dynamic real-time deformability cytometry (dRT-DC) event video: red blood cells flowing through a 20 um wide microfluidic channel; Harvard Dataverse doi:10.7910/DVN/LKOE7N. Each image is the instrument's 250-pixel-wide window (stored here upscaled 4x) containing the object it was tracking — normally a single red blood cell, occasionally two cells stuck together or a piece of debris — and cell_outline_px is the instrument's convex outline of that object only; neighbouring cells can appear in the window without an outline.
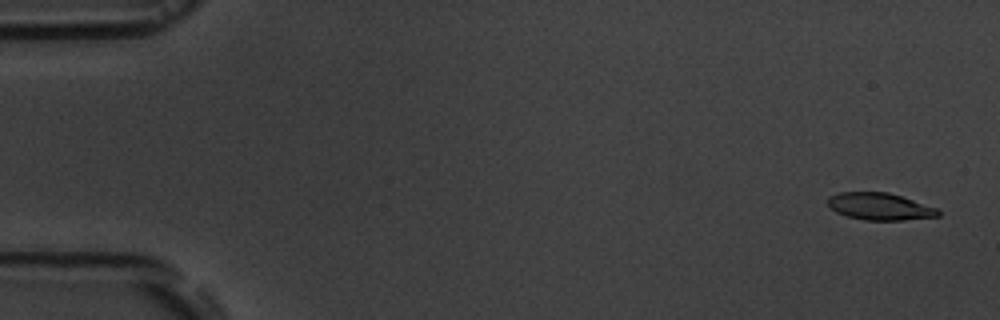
{"species": "common noctule bat (a hibernating species)", "species_latin": "Nyctalus noctula", "temperature_condition": "room temperature", "stored_images_in_passage": 15, "camera_frame_rate_fps": 3000, "um_per_image_px": 0.085, "animal": {"sex": "male", "body_mass_g": 19.5, "forearm_length_mm": 54.6}, "frame": {"image": 1, "passage_image": 1, "time_ms": 0.0, "image_size_px": [1000, 320], "cell_outline_px": [[940, 216], [904, 220], [864, 220], [848, 216], [836, 212], [828, 204], [828, 196], [840, 192], [888, 192], [940, 208]], "centroid_in_image_um": [74.83, 17.55], "position_along_channel_um": 10.2, "area_um2": 17.51}}
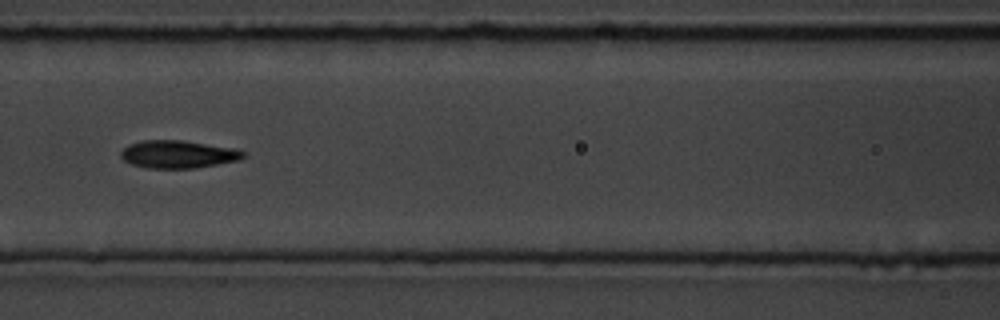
{"frame": {"image": 2, "passage_image": 7, "time_ms": 7.667, "image_size_px": [1000, 320], "cell_outline_px": [[248, 152], [240, 160], [196, 168], [148, 168], [132, 164], [124, 160], [120, 156], [120, 152], [128, 144], [140, 140], [184, 140], [236, 148]], "centroid_in_image_um": [15.17, 13.1], "position_along_channel_um": 151.4, "area_um2": 20.06}}
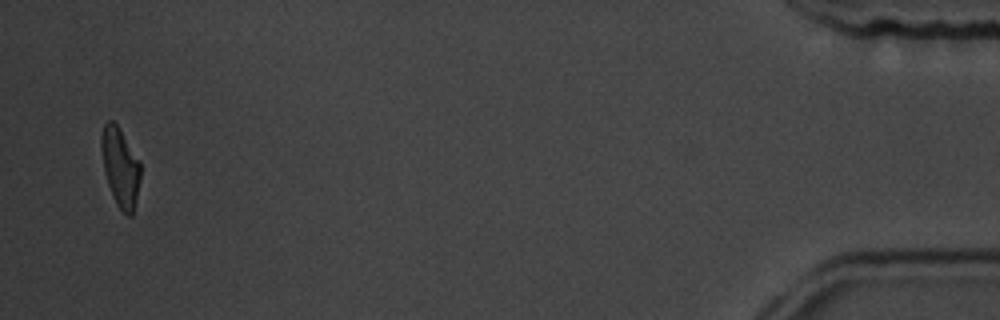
{"frame": {"image": 3, "passage_image": 15, "time_ms": 17.667, "image_size_px": [1000, 320], "cell_outline_px": [[140, 180], [132, 216], [128, 216], [116, 204], [112, 196], [104, 172], [100, 148], [100, 136], [104, 124], [108, 120], [112, 120], [116, 124], [140, 160]], "centroid_in_image_um": [10.2, 14.19], "position_along_channel_um": 425.0, "area_um2": 18.03}, "authors_computed_cell_mechanics": {"area_um2": 18.9006, "velocity_mm_per_s": 3.6143, "shape_relaxation_time_tau1_ms": 3.1723, "shape_relaxation_time_tau2_ms": 3.3178, "deformation_change_tau1": 0.1447, "deformation_change_tau2": 0.0921}}